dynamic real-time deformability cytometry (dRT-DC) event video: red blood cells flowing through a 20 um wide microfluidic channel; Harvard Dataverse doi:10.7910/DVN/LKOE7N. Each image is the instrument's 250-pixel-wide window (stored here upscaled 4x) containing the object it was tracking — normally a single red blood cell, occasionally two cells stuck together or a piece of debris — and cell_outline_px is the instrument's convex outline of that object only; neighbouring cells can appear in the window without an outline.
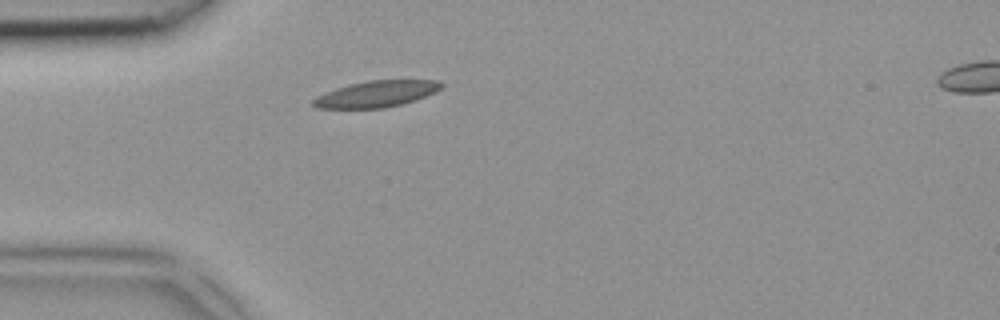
{"species": "common noctule bat (a hibernating species)", "species_latin": "Nyctalus noctula", "temperature_condition": "room temperature", "stored_images_in_passage": 5, "segment_of_instrument_passage": [1, 2], "camera_frame_rate_fps": 3000, "um_per_image_px": 0.085, "animal": {"sex": "female", "body_mass_g": 18.4}, "frame": {"image": 1, "passage_image": 4, "time_ms": 1.0, "image_size_px": [1000, 320], "cell_outline_px": [[444, 84], [436, 92], [400, 104], [384, 108], [316, 108], [312, 104], [312, 100], [316, 96], [324, 92], [348, 84], [368, 80], [436, 80]], "centroid_in_image_um": [31.94, 7.98], "position_along_channel_um": 53.1, "area_um2": 19.54}}